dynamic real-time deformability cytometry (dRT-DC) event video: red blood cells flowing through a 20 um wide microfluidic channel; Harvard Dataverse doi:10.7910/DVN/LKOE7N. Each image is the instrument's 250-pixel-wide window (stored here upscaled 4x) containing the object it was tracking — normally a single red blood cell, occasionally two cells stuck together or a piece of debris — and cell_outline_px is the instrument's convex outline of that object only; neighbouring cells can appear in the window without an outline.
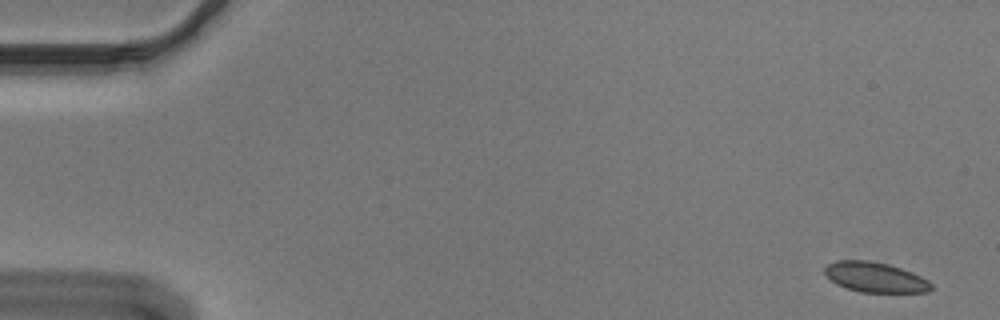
{"species": "Egyptian fruit bat (a non-hibernating species)", "species_latin": "Rousettus aegyptiacus", "temperature_condition": "cold", "stored_images_in_passage": 16, "camera_frame_rate_fps": 3000, "um_per_image_px": 0.085, "animal": {"sex": "male"}, "frame": {"image": 1, "passage_image": 2, "time_ms": 0.333, "image_size_px": [1000, 320], "cell_outline_px": [[932, 288], [928, 292], [860, 292], [844, 288], [836, 284], [824, 272], [824, 268], [828, 264], [836, 260], [868, 260], [888, 264], [912, 272], [928, 280], [932, 284]], "centroid_in_image_um": [74.38, 23.56], "position_along_channel_um": 10.6, "area_um2": 18.67}}
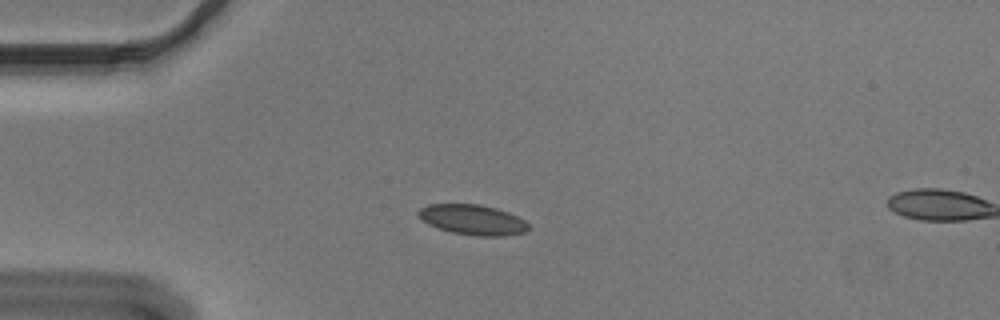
{"frame": {"image": 2, "passage_image": 14, "time_ms": 4.333, "image_size_px": [1000, 320], "cell_outline_px": [[532, 228], [524, 232], [504, 236], [476, 236], [452, 232], [428, 224], [416, 212], [420, 208], [428, 204], [480, 204], [496, 208], [508, 212], [524, 220]], "centroid_in_image_um": [40.2, 18.67], "position_along_channel_um": 44.8, "area_um2": 19.31}}